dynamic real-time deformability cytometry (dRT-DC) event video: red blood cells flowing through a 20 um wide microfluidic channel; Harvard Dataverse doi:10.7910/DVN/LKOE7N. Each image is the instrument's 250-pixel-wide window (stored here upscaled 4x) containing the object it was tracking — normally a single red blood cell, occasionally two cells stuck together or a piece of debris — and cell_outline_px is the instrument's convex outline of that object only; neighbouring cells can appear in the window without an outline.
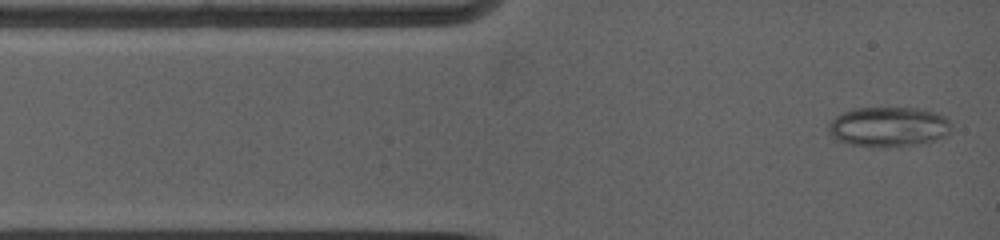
{"species": "common noctule bat (a hibernating species)", "species_latin": "Nyctalus noctula", "temperature_condition": "warm", "stored_images_in_passage": 79, "camera_frame_rate_fps": 5000, "um_per_image_px": 0.085, "animal": {"sex": "female", "body_mass_g": 19.0, "forearm_length_mm": 53.3}, "frame": {"image": 1, "passage_image": 1, "time_ms": 0.0, "image_size_px": [1000, 240], "cell_outline_px": [[944, 120], [936, 136], [920, 140], [892, 144], [860, 144], [844, 140], [836, 136], [828, 128], [828, 124], [836, 116], [844, 112], [860, 108], [908, 108], [932, 112], [940, 116]], "centroid_in_image_um": [75.27, 10.67], "position_along_channel_um": 9.7, "area_um2": 24.62}}
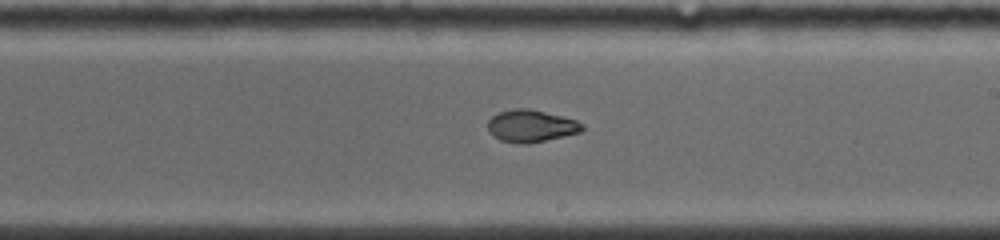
{"frame": {"image": 2, "passage_image": 38, "time_ms": 7.0, "image_size_px": [1000, 240], "cell_outline_px": [[584, 128], [580, 132], [544, 140], [500, 140], [488, 128], [488, 120], [492, 116], [500, 112], [516, 108], [528, 108], [576, 120]], "centroid_in_image_um": [45.15, 10.64], "position_along_channel_um": 243.9, "area_um2": 16.47}}
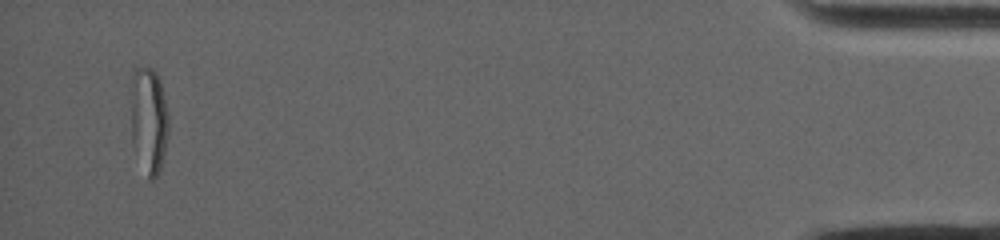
{"frame": {"image": 3, "passage_image": 79, "time_ms": 14.6, "image_size_px": [1000, 240], "cell_outline_px": [[168, 136], [160, 168], [156, 176], [152, 180], [148, 180], [132, 140], [132, 76], [136, 68], [152, 68], [160, 76], [168, 112]], "centroid_in_image_um": [12.68, 10.17], "position_along_channel_um": 422.5, "area_um2": 23.06}, "authors_computed_cell_mechanics": {"area_um2": 18.207, "velocity_mm_per_s": 3.9224, "shape_relaxation_time_tau1_ms": null, "shape_relaxation_time_tau2_ms": 1.1835, "deformation_change_tau1": null, "deformation_change_tau2": 0.0549}}